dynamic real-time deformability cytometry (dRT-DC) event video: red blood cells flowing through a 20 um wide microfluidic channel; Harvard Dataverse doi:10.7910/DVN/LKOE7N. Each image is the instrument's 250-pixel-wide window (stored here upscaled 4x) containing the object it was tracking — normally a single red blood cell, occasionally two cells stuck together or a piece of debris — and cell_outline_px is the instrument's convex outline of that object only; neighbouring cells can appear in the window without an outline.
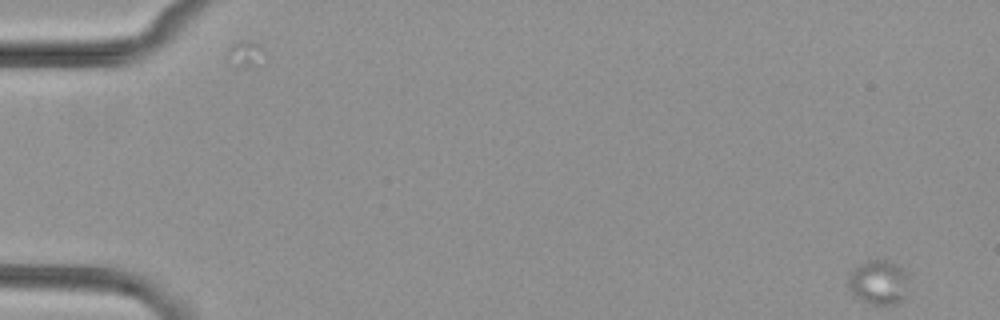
{"species": "common noctule bat (a hibernating species)", "species_latin": "Nyctalus noctula", "temperature_condition": "cold", "stored_images_in_passage": 5, "camera_frame_rate_fps": 3000, "um_per_image_px": 0.085, "animal": {"sex": "female", "body_mass_g": 29.2, "forearm_length_mm": 56.3}, "frame": {"image": 1, "passage_image": 1, "time_ms": 0.0, "image_size_px": [1000, 320], "cell_outline_px": [[908, 276], [904, 300], [896, 304], [872, 304], [856, 296], [848, 288], [848, 276], [860, 264], [868, 260], [884, 260], [904, 268], [908, 272]], "centroid_in_image_um": [74.71, 24.0], "position_along_channel_um": 10.3, "area_um2": 15.49}}